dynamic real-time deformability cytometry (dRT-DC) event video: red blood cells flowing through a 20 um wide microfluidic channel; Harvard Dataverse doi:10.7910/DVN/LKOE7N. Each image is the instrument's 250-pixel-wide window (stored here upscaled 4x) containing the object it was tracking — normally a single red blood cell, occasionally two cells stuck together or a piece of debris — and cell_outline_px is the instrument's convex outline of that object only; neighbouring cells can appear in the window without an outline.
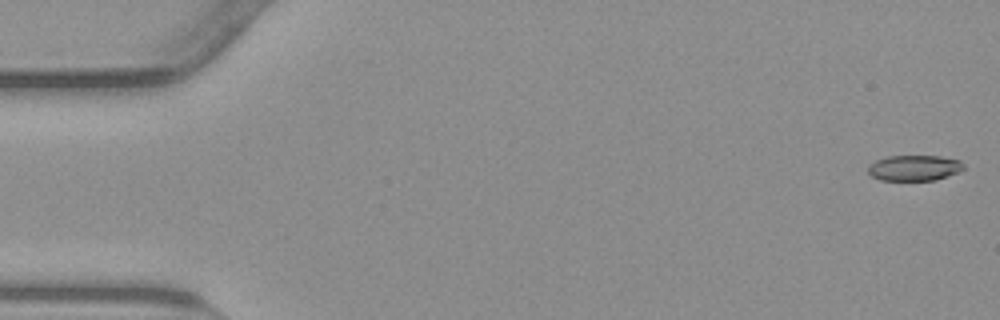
{"species": "common noctule bat (a hibernating species)", "species_latin": "Nyctalus noctula", "temperature_condition": "warm", "stored_images_in_passage": 54, "camera_frame_rate_fps": 3000, "um_per_image_px": 0.085, "animal": {"sex": "male", "body_mass_g": 23.1, "forearm_length_mm": 52.7}, "frame": {"image": 1, "passage_image": 1, "time_ms": 0.0, "image_size_px": [1000, 320], "cell_outline_px": [[964, 168], [960, 172], [936, 180], [880, 180], [872, 176], [868, 172], [868, 164], [876, 160], [888, 156], [940, 156], [960, 160], [964, 164]], "centroid_in_image_um": [77.73, 14.27], "position_along_channel_um": 7.3, "area_um2": 14.39}}
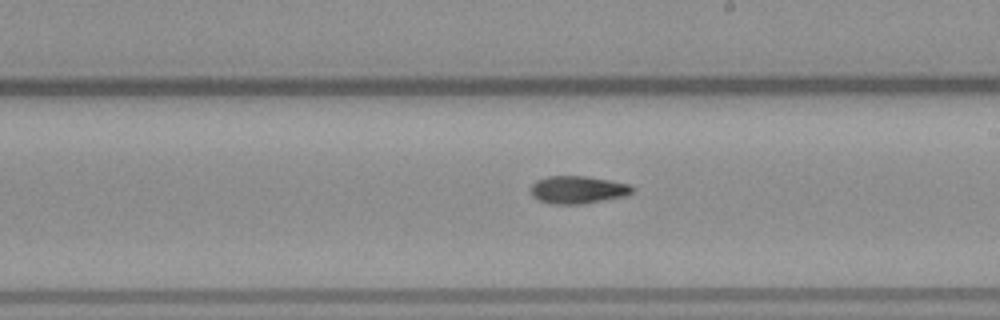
{"frame": {"image": 2, "passage_image": 31, "time_ms": 10.0, "image_size_px": [1000, 320], "cell_outline_px": [[636, 188], [628, 196], [580, 204], [552, 204], [540, 200], [532, 196], [528, 188], [536, 180], [548, 176], [588, 176], [632, 184]], "centroid_in_image_um": [49.14, 16.12], "position_along_channel_um": 239.9, "area_um2": 16.7}}
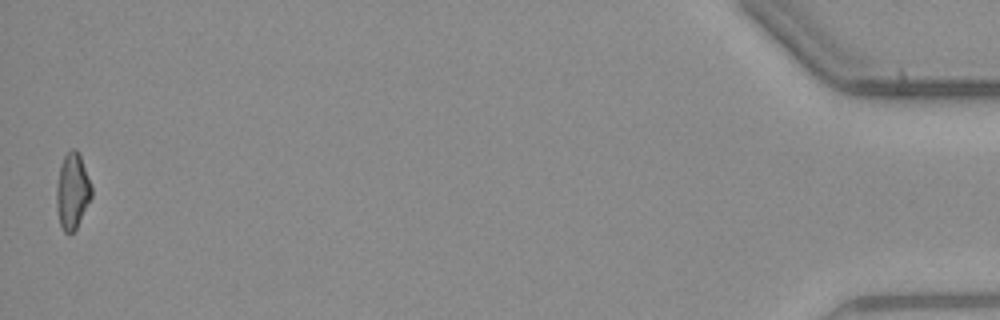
{"frame": {"image": 3, "passage_image": 54, "time_ms": 17.667, "image_size_px": [1000, 320], "cell_outline_px": [[92, 196], [76, 228], [72, 232], [64, 232], [60, 224], [56, 208], [56, 188], [60, 168], [64, 156], [72, 148], [76, 148], [80, 156], [92, 188]], "centroid_in_image_um": [6.14, 16.25], "position_along_channel_um": 429.1, "area_um2": 15.2}}